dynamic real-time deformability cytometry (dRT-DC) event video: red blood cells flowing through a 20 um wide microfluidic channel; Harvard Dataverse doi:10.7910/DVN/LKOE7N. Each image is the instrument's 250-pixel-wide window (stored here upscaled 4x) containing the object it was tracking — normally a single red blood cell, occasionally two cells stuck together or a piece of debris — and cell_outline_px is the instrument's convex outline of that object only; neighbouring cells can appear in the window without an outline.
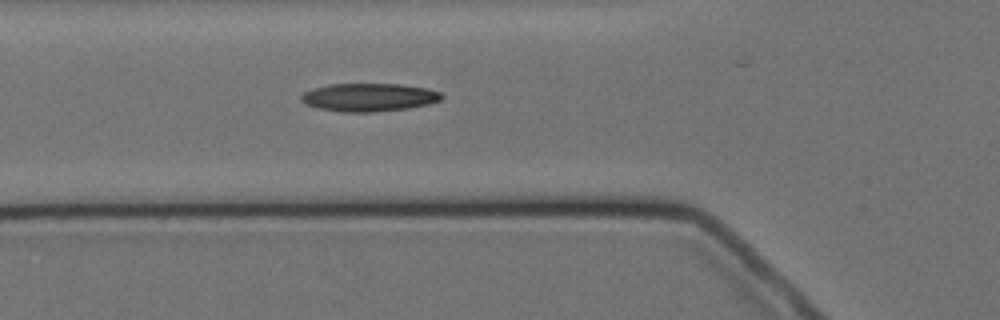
{"species": "Egyptian fruit bat (a non-hibernating species)", "species_latin": "Rousettus aegyptiacus", "temperature_condition": "cold", "stored_images_in_passage": 3, "camera_frame_rate_fps": 3000, "um_per_image_px": 0.085, "animal": {"sex": "female"}, "frame": {"image": 1, "passage_image": 3, "time_ms": 3.0, "image_size_px": [1000, 320], "cell_outline_px": [[444, 96], [440, 100], [428, 104], [408, 108], [376, 112], [340, 112], [320, 108], [308, 104], [300, 100], [300, 96], [304, 92], [328, 84], [400, 84], [428, 88], [440, 92]], "centroid_in_image_um": [31.39, 8.27], "position_along_channel_um": 94.4, "area_um2": 22.95}}